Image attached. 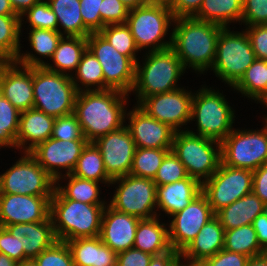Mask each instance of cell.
Here are the masks:
<instances>
[{"label": "cell", "instance_id": "6da1fadb", "mask_svg": "<svg viewBox=\"0 0 267 266\" xmlns=\"http://www.w3.org/2000/svg\"><path fill=\"white\" fill-rule=\"evenodd\" d=\"M127 96L115 89L78 92L74 114L88 142L124 126Z\"/></svg>", "mask_w": 267, "mask_h": 266}, {"label": "cell", "instance_id": "7a4b0ae2", "mask_svg": "<svg viewBox=\"0 0 267 266\" xmlns=\"http://www.w3.org/2000/svg\"><path fill=\"white\" fill-rule=\"evenodd\" d=\"M171 48L181 60L184 68H192L200 74L212 68L220 25L200 21L193 17L174 18ZM206 70V71H205Z\"/></svg>", "mask_w": 267, "mask_h": 266}, {"label": "cell", "instance_id": "3957f363", "mask_svg": "<svg viewBox=\"0 0 267 266\" xmlns=\"http://www.w3.org/2000/svg\"><path fill=\"white\" fill-rule=\"evenodd\" d=\"M106 204H87L67 199L56 187L50 200V217L58 241L100 235Z\"/></svg>", "mask_w": 267, "mask_h": 266}, {"label": "cell", "instance_id": "277c9868", "mask_svg": "<svg viewBox=\"0 0 267 266\" xmlns=\"http://www.w3.org/2000/svg\"><path fill=\"white\" fill-rule=\"evenodd\" d=\"M147 53L142 66L139 61L136 63L132 92L136 93L137 105L146 97L179 89L176 84L185 73L181 60L171 47Z\"/></svg>", "mask_w": 267, "mask_h": 266}, {"label": "cell", "instance_id": "5b68a950", "mask_svg": "<svg viewBox=\"0 0 267 266\" xmlns=\"http://www.w3.org/2000/svg\"><path fill=\"white\" fill-rule=\"evenodd\" d=\"M195 94V95H194ZM193 94L191 121L196 119L197 132H188L221 142L234 128L235 111L225 96L218 91L203 86Z\"/></svg>", "mask_w": 267, "mask_h": 266}, {"label": "cell", "instance_id": "8992f818", "mask_svg": "<svg viewBox=\"0 0 267 266\" xmlns=\"http://www.w3.org/2000/svg\"><path fill=\"white\" fill-rule=\"evenodd\" d=\"M171 150L184 165L188 176L201 184L218 170L222 161L221 142L187 130L175 132Z\"/></svg>", "mask_w": 267, "mask_h": 266}, {"label": "cell", "instance_id": "52a82bcc", "mask_svg": "<svg viewBox=\"0 0 267 266\" xmlns=\"http://www.w3.org/2000/svg\"><path fill=\"white\" fill-rule=\"evenodd\" d=\"M71 77L44 66L33 67V108L55 118L74 113L78 91Z\"/></svg>", "mask_w": 267, "mask_h": 266}, {"label": "cell", "instance_id": "ba28073f", "mask_svg": "<svg viewBox=\"0 0 267 266\" xmlns=\"http://www.w3.org/2000/svg\"><path fill=\"white\" fill-rule=\"evenodd\" d=\"M173 21L169 5L148 3L130 9L126 25L130 28L139 51L146 48L151 52L171 47L172 35L169 36V41H164V37Z\"/></svg>", "mask_w": 267, "mask_h": 266}, {"label": "cell", "instance_id": "9c48e42d", "mask_svg": "<svg viewBox=\"0 0 267 266\" xmlns=\"http://www.w3.org/2000/svg\"><path fill=\"white\" fill-rule=\"evenodd\" d=\"M228 28H223L219 34L211 70L232 88L256 60V56L245 30L235 32Z\"/></svg>", "mask_w": 267, "mask_h": 266}, {"label": "cell", "instance_id": "30bf717a", "mask_svg": "<svg viewBox=\"0 0 267 266\" xmlns=\"http://www.w3.org/2000/svg\"><path fill=\"white\" fill-rule=\"evenodd\" d=\"M221 158L227 166L251 171L267 163V126L257 131L233 129L221 141Z\"/></svg>", "mask_w": 267, "mask_h": 266}, {"label": "cell", "instance_id": "8fae6325", "mask_svg": "<svg viewBox=\"0 0 267 266\" xmlns=\"http://www.w3.org/2000/svg\"><path fill=\"white\" fill-rule=\"evenodd\" d=\"M119 184L112 200L108 204L121 213L149 219L157 214L156 183L153 179L137 177L131 174L112 179L110 184Z\"/></svg>", "mask_w": 267, "mask_h": 266}, {"label": "cell", "instance_id": "7c38bea8", "mask_svg": "<svg viewBox=\"0 0 267 266\" xmlns=\"http://www.w3.org/2000/svg\"><path fill=\"white\" fill-rule=\"evenodd\" d=\"M0 175V193L30 196H53L56 181L29 153Z\"/></svg>", "mask_w": 267, "mask_h": 266}, {"label": "cell", "instance_id": "4fadbf2b", "mask_svg": "<svg viewBox=\"0 0 267 266\" xmlns=\"http://www.w3.org/2000/svg\"><path fill=\"white\" fill-rule=\"evenodd\" d=\"M87 49L97 58L104 74V90L131 93L135 84L136 64L119 53L99 32L87 36Z\"/></svg>", "mask_w": 267, "mask_h": 266}, {"label": "cell", "instance_id": "5bb4252c", "mask_svg": "<svg viewBox=\"0 0 267 266\" xmlns=\"http://www.w3.org/2000/svg\"><path fill=\"white\" fill-rule=\"evenodd\" d=\"M253 171L234 168L222 161L218 170L202 184V192L216 214L236 200L252 192Z\"/></svg>", "mask_w": 267, "mask_h": 266}, {"label": "cell", "instance_id": "9a60e30c", "mask_svg": "<svg viewBox=\"0 0 267 266\" xmlns=\"http://www.w3.org/2000/svg\"><path fill=\"white\" fill-rule=\"evenodd\" d=\"M168 224L169 242L172 249L181 253L197 236L201 228L215 217L203 192L183 210L172 215Z\"/></svg>", "mask_w": 267, "mask_h": 266}, {"label": "cell", "instance_id": "2e32d148", "mask_svg": "<svg viewBox=\"0 0 267 266\" xmlns=\"http://www.w3.org/2000/svg\"><path fill=\"white\" fill-rule=\"evenodd\" d=\"M192 91L183 87L170 92L144 98L138 106L149 116L168 124L175 131H182L181 126L191 120ZM180 128V129H179Z\"/></svg>", "mask_w": 267, "mask_h": 266}, {"label": "cell", "instance_id": "e0dca14e", "mask_svg": "<svg viewBox=\"0 0 267 266\" xmlns=\"http://www.w3.org/2000/svg\"><path fill=\"white\" fill-rule=\"evenodd\" d=\"M88 143L86 139L62 141L50 137L46 141L38 144L29 153L35 158L39 165L57 181L63 176L59 170L66 169L64 175L73 172L77 165L78 158Z\"/></svg>", "mask_w": 267, "mask_h": 266}, {"label": "cell", "instance_id": "ac0fdd59", "mask_svg": "<svg viewBox=\"0 0 267 266\" xmlns=\"http://www.w3.org/2000/svg\"><path fill=\"white\" fill-rule=\"evenodd\" d=\"M93 143L100 150L111 179L130 173L136 146L126 126L97 138Z\"/></svg>", "mask_w": 267, "mask_h": 266}, {"label": "cell", "instance_id": "d6986e66", "mask_svg": "<svg viewBox=\"0 0 267 266\" xmlns=\"http://www.w3.org/2000/svg\"><path fill=\"white\" fill-rule=\"evenodd\" d=\"M51 198L0 193V227L46 221L50 217Z\"/></svg>", "mask_w": 267, "mask_h": 266}, {"label": "cell", "instance_id": "ffe728a7", "mask_svg": "<svg viewBox=\"0 0 267 266\" xmlns=\"http://www.w3.org/2000/svg\"><path fill=\"white\" fill-rule=\"evenodd\" d=\"M0 93L20 112L33 108V67L0 62Z\"/></svg>", "mask_w": 267, "mask_h": 266}, {"label": "cell", "instance_id": "44dd1931", "mask_svg": "<svg viewBox=\"0 0 267 266\" xmlns=\"http://www.w3.org/2000/svg\"><path fill=\"white\" fill-rule=\"evenodd\" d=\"M126 113L129 130L136 147L154 149H172L175 130L149 116L137 104Z\"/></svg>", "mask_w": 267, "mask_h": 266}, {"label": "cell", "instance_id": "7402d4cb", "mask_svg": "<svg viewBox=\"0 0 267 266\" xmlns=\"http://www.w3.org/2000/svg\"><path fill=\"white\" fill-rule=\"evenodd\" d=\"M87 49V37L63 36L50 60L54 65L44 62L30 52L19 53L15 60L20 65L27 67L44 66L46 69L60 74L72 76L69 72L77 70L82 54ZM56 67V68H55ZM68 71V72H67Z\"/></svg>", "mask_w": 267, "mask_h": 266}, {"label": "cell", "instance_id": "603a6c76", "mask_svg": "<svg viewBox=\"0 0 267 266\" xmlns=\"http://www.w3.org/2000/svg\"><path fill=\"white\" fill-rule=\"evenodd\" d=\"M140 218L105 206L99 237L116 253L133 248Z\"/></svg>", "mask_w": 267, "mask_h": 266}, {"label": "cell", "instance_id": "cb8c5ba5", "mask_svg": "<svg viewBox=\"0 0 267 266\" xmlns=\"http://www.w3.org/2000/svg\"><path fill=\"white\" fill-rule=\"evenodd\" d=\"M19 243V251H24L25 260L35 259L56 241L51 217L44 222L19 223L5 226Z\"/></svg>", "mask_w": 267, "mask_h": 266}, {"label": "cell", "instance_id": "d4e9b609", "mask_svg": "<svg viewBox=\"0 0 267 266\" xmlns=\"http://www.w3.org/2000/svg\"><path fill=\"white\" fill-rule=\"evenodd\" d=\"M55 119L35 108L20 112L16 136L17 149L30 152L38 144L49 139L52 136Z\"/></svg>", "mask_w": 267, "mask_h": 266}, {"label": "cell", "instance_id": "484cf974", "mask_svg": "<svg viewBox=\"0 0 267 266\" xmlns=\"http://www.w3.org/2000/svg\"><path fill=\"white\" fill-rule=\"evenodd\" d=\"M202 192V184L187 176L182 180L156 186V208L170 217L187 207Z\"/></svg>", "mask_w": 267, "mask_h": 266}, {"label": "cell", "instance_id": "4316f807", "mask_svg": "<svg viewBox=\"0 0 267 266\" xmlns=\"http://www.w3.org/2000/svg\"><path fill=\"white\" fill-rule=\"evenodd\" d=\"M225 230L215 216L207 222L195 239L180 253L185 261L201 262L224 249Z\"/></svg>", "mask_w": 267, "mask_h": 266}, {"label": "cell", "instance_id": "83f0119b", "mask_svg": "<svg viewBox=\"0 0 267 266\" xmlns=\"http://www.w3.org/2000/svg\"><path fill=\"white\" fill-rule=\"evenodd\" d=\"M75 266H116L117 253L99 236L78 238L66 242Z\"/></svg>", "mask_w": 267, "mask_h": 266}, {"label": "cell", "instance_id": "f1b7e54d", "mask_svg": "<svg viewBox=\"0 0 267 266\" xmlns=\"http://www.w3.org/2000/svg\"><path fill=\"white\" fill-rule=\"evenodd\" d=\"M264 209L265 204L262 200L251 192L224 207L215 216L219 219L224 230H230L252 224L254 219L264 212Z\"/></svg>", "mask_w": 267, "mask_h": 266}, {"label": "cell", "instance_id": "f546056e", "mask_svg": "<svg viewBox=\"0 0 267 266\" xmlns=\"http://www.w3.org/2000/svg\"><path fill=\"white\" fill-rule=\"evenodd\" d=\"M159 216L140 219L133 248L149 253L152 256L161 255L172 248L169 242L168 226L160 223Z\"/></svg>", "mask_w": 267, "mask_h": 266}, {"label": "cell", "instance_id": "4dcf8cb0", "mask_svg": "<svg viewBox=\"0 0 267 266\" xmlns=\"http://www.w3.org/2000/svg\"><path fill=\"white\" fill-rule=\"evenodd\" d=\"M243 0H203L193 18L214 23L224 28L231 22H241Z\"/></svg>", "mask_w": 267, "mask_h": 266}, {"label": "cell", "instance_id": "1f68e13d", "mask_svg": "<svg viewBox=\"0 0 267 266\" xmlns=\"http://www.w3.org/2000/svg\"><path fill=\"white\" fill-rule=\"evenodd\" d=\"M56 15L58 31L65 36L87 37L91 32L84 26L80 0H46ZM61 26V27H60ZM64 29L63 33L61 29Z\"/></svg>", "mask_w": 267, "mask_h": 266}, {"label": "cell", "instance_id": "d6a6232c", "mask_svg": "<svg viewBox=\"0 0 267 266\" xmlns=\"http://www.w3.org/2000/svg\"><path fill=\"white\" fill-rule=\"evenodd\" d=\"M71 174L83 179L105 183L108 186L112 181L105 170L100 150L93 142H89L85 146Z\"/></svg>", "mask_w": 267, "mask_h": 266}, {"label": "cell", "instance_id": "836d02e7", "mask_svg": "<svg viewBox=\"0 0 267 266\" xmlns=\"http://www.w3.org/2000/svg\"><path fill=\"white\" fill-rule=\"evenodd\" d=\"M74 72L75 76H72L71 78L78 92L104 90V74L102 66L88 49L82 54L77 70ZM79 82L80 84H78ZM81 84L84 88H81Z\"/></svg>", "mask_w": 267, "mask_h": 266}, {"label": "cell", "instance_id": "e575fe53", "mask_svg": "<svg viewBox=\"0 0 267 266\" xmlns=\"http://www.w3.org/2000/svg\"><path fill=\"white\" fill-rule=\"evenodd\" d=\"M224 249L250 258L265 253L252 224L225 230Z\"/></svg>", "mask_w": 267, "mask_h": 266}, {"label": "cell", "instance_id": "d590c367", "mask_svg": "<svg viewBox=\"0 0 267 266\" xmlns=\"http://www.w3.org/2000/svg\"><path fill=\"white\" fill-rule=\"evenodd\" d=\"M232 88L258 101L267 93V60L256 59Z\"/></svg>", "mask_w": 267, "mask_h": 266}, {"label": "cell", "instance_id": "8d00e7d4", "mask_svg": "<svg viewBox=\"0 0 267 266\" xmlns=\"http://www.w3.org/2000/svg\"><path fill=\"white\" fill-rule=\"evenodd\" d=\"M68 179L67 185L61 186L60 179ZM56 188L67 198L87 204H107L100 200L99 182L83 179L72 174L63 175L56 181Z\"/></svg>", "mask_w": 267, "mask_h": 266}, {"label": "cell", "instance_id": "74e56055", "mask_svg": "<svg viewBox=\"0 0 267 266\" xmlns=\"http://www.w3.org/2000/svg\"><path fill=\"white\" fill-rule=\"evenodd\" d=\"M20 17L0 15V62L15 61L21 51Z\"/></svg>", "mask_w": 267, "mask_h": 266}, {"label": "cell", "instance_id": "f35d334b", "mask_svg": "<svg viewBox=\"0 0 267 266\" xmlns=\"http://www.w3.org/2000/svg\"><path fill=\"white\" fill-rule=\"evenodd\" d=\"M170 150L136 147L129 174L154 179L164 157Z\"/></svg>", "mask_w": 267, "mask_h": 266}, {"label": "cell", "instance_id": "ab89813d", "mask_svg": "<svg viewBox=\"0 0 267 266\" xmlns=\"http://www.w3.org/2000/svg\"><path fill=\"white\" fill-rule=\"evenodd\" d=\"M119 53L128 56L135 64L139 61L136 46L130 28L126 24L106 25L99 32Z\"/></svg>", "mask_w": 267, "mask_h": 266}, {"label": "cell", "instance_id": "60d3db41", "mask_svg": "<svg viewBox=\"0 0 267 266\" xmlns=\"http://www.w3.org/2000/svg\"><path fill=\"white\" fill-rule=\"evenodd\" d=\"M20 111L0 93V147L17 149Z\"/></svg>", "mask_w": 267, "mask_h": 266}, {"label": "cell", "instance_id": "b9f144b4", "mask_svg": "<svg viewBox=\"0 0 267 266\" xmlns=\"http://www.w3.org/2000/svg\"><path fill=\"white\" fill-rule=\"evenodd\" d=\"M26 15L30 28L48 29L58 31V22L56 15L52 11L46 0H40L33 5L20 17V29H22V21ZM23 17V18H22Z\"/></svg>", "mask_w": 267, "mask_h": 266}, {"label": "cell", "instance_id": "7bdbcfd3", "mask_svg": "<svg viewBox=\"0 0 267 266\" xmlns=\"http://www.w3.org/2000/svg\"><path fill=\"white\" fill-rule=\"evenodd\" d=\"M63 36L59 31L34 28L30 29L28 38L36 54L51 59Z\"/></svg>", "mask_w": 267, "mask_h": 266}, {"label": "cell", "instance_id": "ee69618b", "mask_svg": "<svg viewBox=\"0 0 267 266\" xmlns=\"http://www.w3.org/2000/svg\"><path fill=\"white\" fill-rule=\"evenodd\" d=\"M188 176L184 165L178 157L170 150L164 157L153 181L156 186H163L182 180Z\"/></svg>", "mask_w": 267, "mask_h": 266}, {"label": "cell", "instance_id": "f6af8a7d", "mask_svg": "<svg viewBox=\"0 0 267 266\" xmlns=\"http://www.w3.org/2000/svg\"><path fill=\"white\" fill-rule=\"evenodd\" d=\"M38 266H75L66 242L56 241L35 259Z\"/></svg>", "mask_w": 267, "mask_h": 266}, {"label": "cell", "instance_id": "bcb514c9", "mask_svg": "<svg viewBox=\"0 0 267 266\" xmlns=\"http://www.w3.org/2000/svg\"><path fill=\"white\" fill-rule=\"evenodd\" d=\"M52 138L62 141L86 139L83 136L80 124L74 113L57 117L54 122Z\"/></svg>", "mask_w": 267, "mask_h": 266}, {"label": "cell", "instance_id": "7dc6e473", "mask_svg": "<svg viewBox=\"0 0 267 266\" xmlns=\"http://www.w3.org/2000/svg\"><path fill=\"white\" fill-rule=\"evenodd\" d=\"M102 1L103 0H80V12L84 26L91 33H98L105 26L100 16Z\"/></svg>", "mask_w": 267, "mask_h": 266}, {"label": "cell", "instance_id": "c3c4849f", "mask_svg": "<svg viewBox=\"0 0 267 266\" xmlns=\"http://www.w3.org/2000/svg\"><path fill=\"white\" fill-rule=\"evenodd\" d=\"M242 22L246 26L267 24V0H243Z\"/></svg>", "mask_w": 267, "mask_h": 266}, {"label": "cell", "instance_id": "681fc988", "mask_svg": "<svg viewBox=\"0 0 267 266\" xmlns=\"http://www.w3.org/2000/svg\"><path fill=\"white\" fill-rule=\"evenodd\" d=\"M129 8L120 0H103L101 20L104 25L126 24Z\"/></svg>", "mask_w": 267, "mask_h": 266}, {"label": "cell", "instance_id": "f907efd6", "mask_svg": "<svg viewBox=\"0 0 267 266\" xmlns=\"http://www.w3.org/2000/svg\"><path fill=\"white\" fill-rule=\"evenodd\" d=\"M245 32L256 59L267 60V24L248 26Z\"/></svg>", "mask_w": 267, "mask_h": 266}, {"label": "cell", "instance_id": "816d5d0a", "mask_svg": "<svg viewBox=\"0 0 267 266\" xmlns=\"http://www.w3.org/2000/svg\"><path fill=\"white\" fill-rule=\"evenodd\" d=\"M249 259L246 255L222 249L200 263L202 266H246Z\"/></svg>", "mask_w": 267, "mask_h": 266}, {"label": "cell", "instance_id": "f5cc1de1", "mask_svg": "<svg viewBox=\"0 0 267 266\" xmlns=\"http://www.w3.org/2000/svg\"><path fill=\"white\" fill-rule=\"evenodd\" d=\"M0 253L16 262L25 261L24 251H19V243L5 227H0Z\"/></svg>", "mask_w": 267, "mask_h": 266}, {"label": "cell", "instance_id": "db71d44e", "mask_svg": "<svg viewBox=\"0 0 267 266\" xmlns=\"http://www.w3.org/2000/svg\"><path fill=\"white\" fill-rule=\"evenodd\" d=\"M152 255L141 250L130 248L117 253L116 266H148Z\"/></svg>", "mask_w": 267, "mask_h": 266}, {"label": "cell", "instance_id": "11a10c76", "mask_svg": "<svg viewBox=\"0 0 267 266\" xmlns=\"http://www.w3.org/2000/svg\"><path fill=\"white\" fill-rule=\"evenodd\" d=\"M203 0H173L169 5L174 18L193 17L200 9Z\"/></svg>", "mask_w": 267, "mask_h": 266}, {"label": "cell", "instance_id": "9f6ffc18", "mask_svg": "<svg viewBox=\"0 0 267 266\" xmlns=\"http://www.w3.org/2000/svg\"><path fill=\"white\" fill-rule=\"evenodd\" d=\"M252 192L267 204V163L253 171Z\"/></svg>", "mask_w": 267, "mask_h": 266}, {"label": "cell", "instance_id": "6f0895ef", "mask_svg": "<svg viewBox=\"0 0 267 266\" xmlns=\"http://www.w3.org/2000/svg\"><path fill=\"white\" fill-rule=\"evenodd\" d=\"M260 247L267 252V215L265 212L258 215L253 223Z\"/></svg>", "mask_w": 267, "mask_h": 266}, {"label": "cell", "instance_id": "680465c9", "mask_svg": "<svg viewBox=\"0 0 267 266\" xmlns=\"http://www.w3.org/2000/svg\"><path fill=\"white\" fill-rule=\"evenodd\" d=\"M180 257V253L171 249L161 255L152 256L148 266H174Z\"/></svg>", "mask_w": 267, "mask_h": 266}, {"label": "cell", "instance_id": "91938a15", "mask_svg": "<svg viewBox=\"0 0 267 266\" xmlns=\"http://www.w3.org/2000/svg\"><path fill=\"white\" fill-rule=\"evenodd\" d=\"M39 1L40 0H10L16 15L19 17Z\"/></svg>", "mask_w": 267, "mask_h": 266}, {"label": "cell", "instance_id": "94428289", "mask_svg": "<svg viewBox=\"0 0 267 266\" xmlns=\"http://www.w3.org/2000/svg\"><path fill=\"white\" fill-rule=\"evenodd\" d=\"M246 266H267V252L251 257Z\"/></svg>", "mask_w": 267, "mask_h": 266}, {"label": "cell", "instance_id": "6125c7cd", "mask_svg": "<svg viewBox=\"0 0 267 266\" xmlns=\"http://www.w3.org/2000/svg\"><path fill=\"white\" fill-rule=\"evenodd\" d=\"M0 15H16L10 0H0Z\"/></svg>", "mask_w": 267, "mask_h": 266}, {"label": "cell", "instance_id": "be15d7a7", "mask_svg": "<svg viewBox=\"0 0 267 266\" xmlns=\"http://www.w3.org/2000/svg\"><path fill=\"white\" fill-rule=\"evenodd\" d=\"M124 3L129 9L140 7L149 3L148 0H120Z\"/></svg>", "mask_w": 267, "mask_h": 266}, {"label": "cell", "instance_id": "e7e4bbea", "mask_svg": "<svg viewBox=\"0 0 267 266\" xmlns=\"http://www.w3.org/2000/svg\"><path fill=\"white\" fill-rule=\"evenodd\" d=\"M0 266H18V262L9 258L6 254L0 253Z\"/></svg>", "mask_w": 267, "mask_h": 266}, {"label": "cell", "instance_id": "03108f58", "mask_svg": "<svg viewBox=\"0 0 267 266\" xmlns=\"http://www.w3.org/2000/svg\"><path fill=\"white\" fill-rule=\"evenodd\" d=\"M181 259L182 258L180 256L174 266H202L200 262H192V261H186L187 264H185L184 261L183 263L181 262Z\"/></svg>", "mask_w": 267, "mask_h": 266}, {"label": "cell", "instance_id": "003e7915", "mask_svg": "<svg viewBox=\"0 0 267 266\" xmlns=\"http://www.w3.org/2000/svg\"><path fill=\"white\" fill-rule=\"evenodd\" d=\"M18 266H38L34 259H28L18 263Z\"/></svg>", "mask_w": 267, "mask_h": 266}, {"label": "cell", "instance_id": "a7ac6f4b", "mask_svg": "<svg viewBox=\"0 0 267 266\" xmlns=\"http://www.w3.org/2000/svg\"><path fill=\"white\" fill-rule=\"evenodd\" d=\"M257 102H259L260 104H264L267 107V93H265ZM265 119V125L267 124V117L264 118Z\"/></svg>", "mask_w": 267, "mask_h": 266}, {"label": "cell", "instance_id": "89a4df30", "mask_svg": "<svg viewBox=\"0 0 267 266\" xmlns=\"http://www.w3.org/2000/svg\"><path fill=\"white\" fill-rule=\"evenodd\" d=\"M149 3L166 4L170 5L173 0H148Z\"/></svg>", "mask_w": 267, "mask_h": 266}, {"label": "cell", "instance_id": "2644e50d", "mask_svg": "<svg viewBox=\"0 0 267 266\" xmlns=\"http://www.w3.org/2000/svg\"><path fill=\"white\" fill-rule=\"evenodd\" d=\"M264 212H265V214L267 215V204H265Z\"/></svg>", "mask_w": 267, "mask_h": 266}]
</instances>
